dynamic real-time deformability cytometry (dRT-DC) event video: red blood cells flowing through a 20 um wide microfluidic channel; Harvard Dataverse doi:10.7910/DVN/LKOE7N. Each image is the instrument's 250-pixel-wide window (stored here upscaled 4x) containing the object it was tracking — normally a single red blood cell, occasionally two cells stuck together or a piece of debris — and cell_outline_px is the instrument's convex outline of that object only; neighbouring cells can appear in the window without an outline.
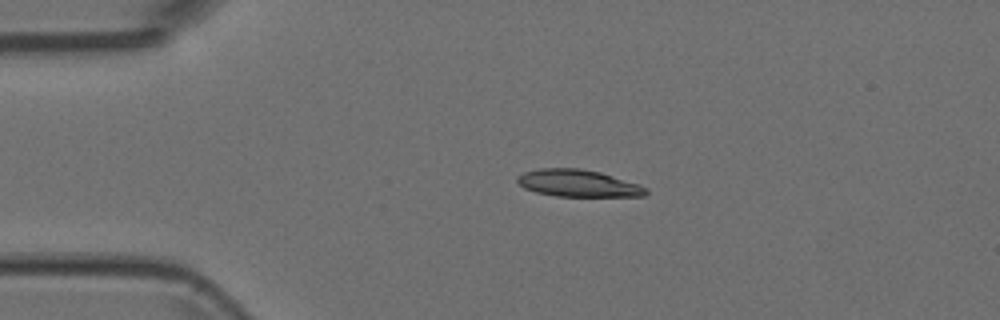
{"species": "Egyptian fruit bat (a non-hibernating species)", "species_latin": "Rousettus aegyptiacus", "temperature_condition": "room temperature", "stored_images_in_passage": 4, "camera_frame_rate_fps": 3000, "um_per_image_px": 0.085, "animal": {"sex": "female"}, "frame": {"image": 1, "passage_image": 3, "time_ms": 0.667, "image_size_px": [1000, 320], "cell_outline_px": [[648, 192], [644, 196], [556, 196], [536, 192], [524, 188], [516, 180], [516, 176], [524, 172], [540, 168], [580, 168], [600, 172], [640, 184], [648, 188]], "centroid_in_image_um": [49.15, 15.57], "position_along_channel_um": 35.9, "area_um2": 20.35}}